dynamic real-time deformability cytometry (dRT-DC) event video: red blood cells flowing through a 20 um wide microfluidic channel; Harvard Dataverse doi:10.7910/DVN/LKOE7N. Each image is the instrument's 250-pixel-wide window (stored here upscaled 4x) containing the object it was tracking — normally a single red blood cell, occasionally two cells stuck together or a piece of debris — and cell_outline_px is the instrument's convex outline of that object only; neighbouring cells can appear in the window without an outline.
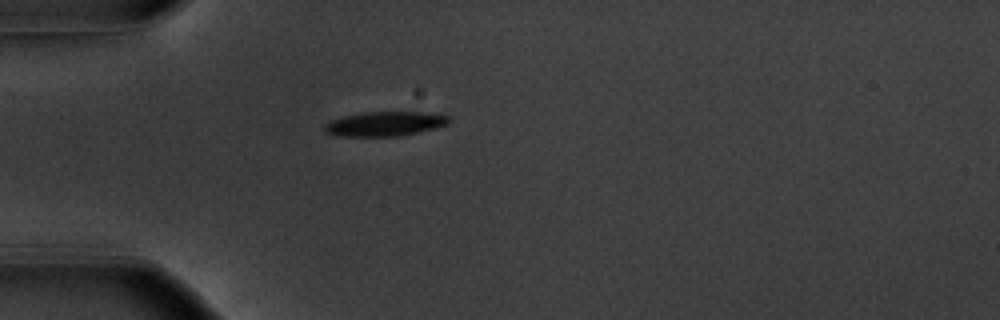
{"species": "common noctule bat (a hibernating species)", "species_latin": "Nyctalus noctula", "temperature_condition": "warm", "stored_images_in_passage": 31, "camera_frame_rate_fps": 3000, "um_per_image_px": 0.085, "animal": {"sex": "male", "body_mass_g": 20.1, "forearm_length_mm": 53.5}, "frame": {"image": 1, "passage_image": 1, "time_ms": 0.0, "image_size_px": [1000, 320], "cell_outline_px": [[452, 120], [448, 124], [436, 128], [396, 136], [336, 136], [324, 132], [324, 124], [332, 120], [344, 116], [364, 112], [444, 112]], "centroid_in_image_um": [32.77, 10.51], "position_along_channel_um": 52.2, "area_um2": 17.98}}
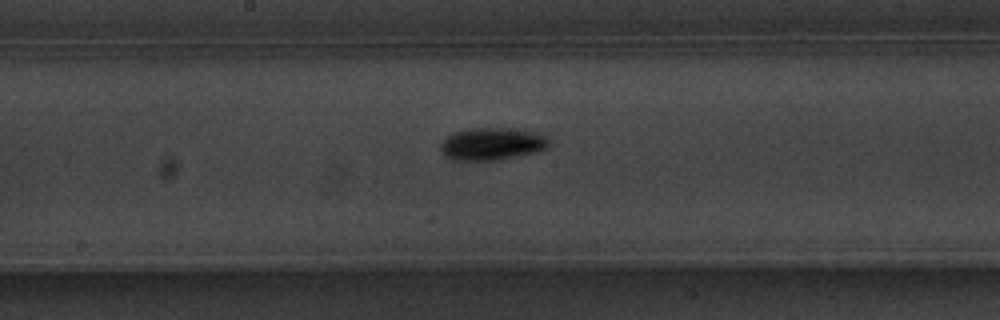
{"frame": {"image": 2, "passage_image": 14, "time_ms": 4.333, "image_size_px": [1000, 320], "cell_outline_px": [[548, 148], [540, 152], [496, 160], [452, 160], [444, 156], [440, 148], [440, 140], [444, 136], [452, 132], [472, 128], [504, 128], [540, 132], [548, 140]], "centroid_in_image_um": [41.78, 12.23], "position_along_channel_um": 206.4, "area_um2": 20.87}}
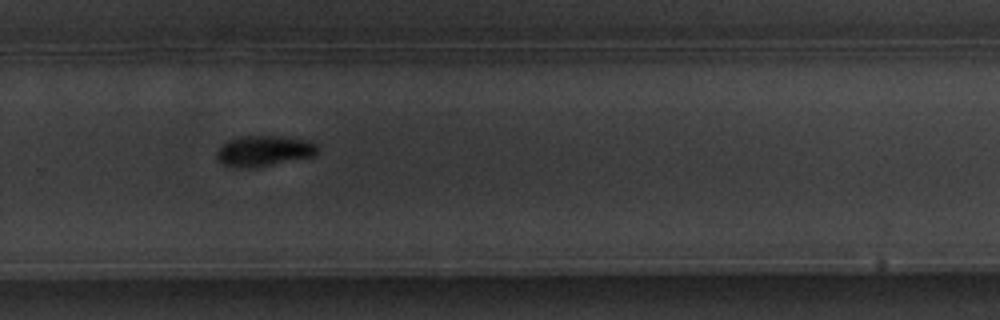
{"frame": {"image": 3, "passage_image": 22, "time_ms": 7.0, "image_size_px": [1000, 320], "cell_outline_px": [[320, 152], [316, 156], [272, 164], [224, 164], [216, 156], [216, 152], [228, 140], [244, 136], [280, 136], [304, 140], [316, 144], [320, 148]], "centroid_in_image_um": [22.57, 12.77], "position_along_channel_um": 307.2, "area_um2": 16.99}, "authors_computed_cell_mechanics": {"area_um2": 19.0162, "velocity_mm_per_s": 3.8111, "shape_relaxation_time_tau1_ms": 2.0601, "shape_relaxation_time_tau2_ms": null, "deformation_change_tau1": 0.1258, "deformation_change_tau2": null}}